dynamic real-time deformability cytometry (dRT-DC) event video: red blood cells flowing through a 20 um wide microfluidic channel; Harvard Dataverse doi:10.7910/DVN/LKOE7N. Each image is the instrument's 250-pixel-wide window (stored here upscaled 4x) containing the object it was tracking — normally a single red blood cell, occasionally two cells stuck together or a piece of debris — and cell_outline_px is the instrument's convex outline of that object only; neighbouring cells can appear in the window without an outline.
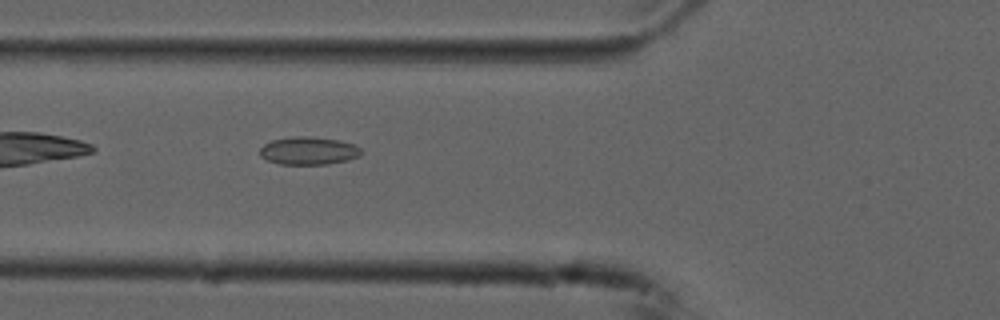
{"species": "common noctule bat (a hibernating species)", "species_latin": "Nyctalus noctula", "temperature_condition": "cold", "stored_images_in_passage": 39, "camera_frame_rate_fps": 3000, "um_per_image_px": 0.085, "animal": {"sex": "male", "forearm_length_mm": 52.5}, "frame": {"image": 1, "passage_image": 5, "time_ms": 1.333, "image_size_px": [1000, 320], "cell_outline_px": [[360, 156], [348, 160], [328, 164], [280, 164], [268, 160], [260, 156], [260, 148], [264, 144], [272, 140], [296, 136], [304, 136], [340, 140], [352, 144], [360, 148]], "centroid_in_image_um": [26.22, 12.82], "position_along_channel_um": 99.6, "area_um2": 16.3}}
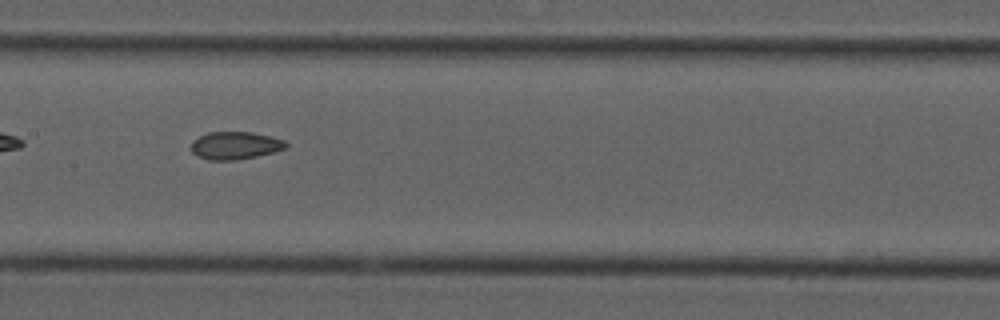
{"frame": {"image": 2, "passage_image": 12, "time_ms": 3.667, "image_size_px": [1000, 320], "cell_outline_px": [[288, 144], [284, 148], [272, 152], [256, 156], [236, 160], [208, 160], [192, 152], [192, 140], [208, 132], [252, 132], [284, 140]], "centroid_in_image_um": [19.97, 12.36], "position_along_channel_um": 187.4, "area_um2": 15.03}}
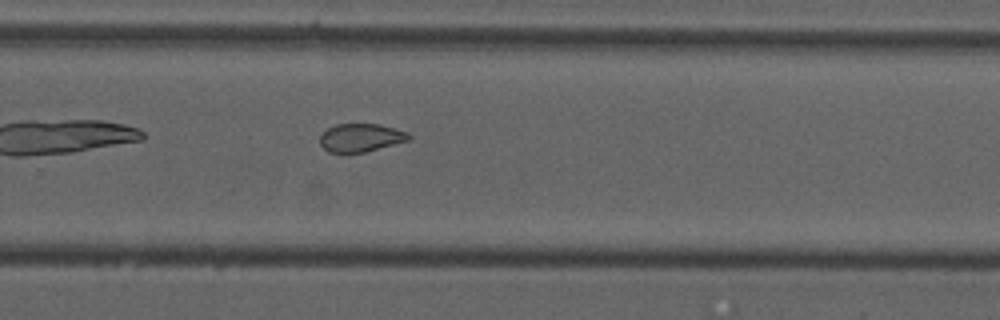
{"frame": {"image": 3, "passage_image": 21, "time_ms": 6.667, "image_size_px": [1000, 320], "cell_outline_px": [[412, 136], [408, 140], [364, 152], [348, 156], [328, 152], [320, 144], [320, 136], [328, 128], [336, 124], [380, 124], [408, 132]], "centroid_in_image_um": [30.62, 11.74], "position_along_channel_um": 299.2, "area_um2": 14.91}, "authors_computed_cell_mechanics": {"area_um2": 15.606, "velocity_mm_per_s": 3.7438, "shape_relaxation_time_tau1_ms": null, "shape_relaxation_time_tau2_ms": 3.0822, "deformation_change_tau1": null, "deformation_change_tau2": 0.0787}}